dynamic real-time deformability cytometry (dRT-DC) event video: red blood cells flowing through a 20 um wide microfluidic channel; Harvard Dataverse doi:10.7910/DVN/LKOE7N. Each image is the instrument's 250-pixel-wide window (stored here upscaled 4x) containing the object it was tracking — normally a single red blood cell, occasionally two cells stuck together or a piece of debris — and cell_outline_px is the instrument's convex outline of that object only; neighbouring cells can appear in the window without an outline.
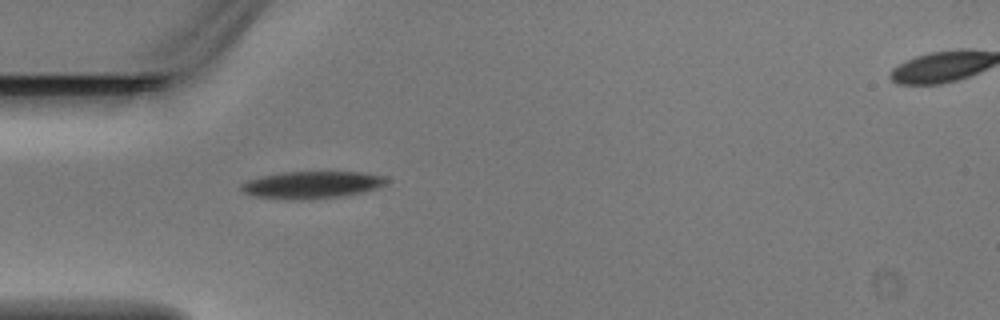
{"species": "Egyptian fruit bat (a non-hibernating species)", "species_latin": "Rousettus aegyptiacus", "temperature_condition": "warm", "stored_images_in_passage": 5, "segment_of_instrument_passage": [1, 2], "camera_frame_rate_fps": 3000, "um_per_image_px": 0.085, "animal": {"sex": "male"}, "frame": {"image": 1, "passage_image": 4, "time_ms": 1.0, "image_size_px": [1000, 320], "cell_outline_px": [[392, 180], [388, 184], [380, 188], [364, 192], [344, 196], [300, 200], [296, 200], [256, 196], [244, 192], [240, 188], [240, 184], [248, 180], [260, 176], [280, 172], [364, 172], [388, 176]], "centroid_in_image_um": [26.63, 15.7], "position_along_channel_um": 58.4, "area_um2": 23.47}}